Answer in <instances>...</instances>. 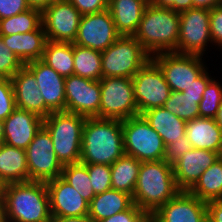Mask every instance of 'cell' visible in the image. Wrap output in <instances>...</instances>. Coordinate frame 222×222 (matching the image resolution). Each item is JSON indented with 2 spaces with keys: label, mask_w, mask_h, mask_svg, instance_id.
Here are the masks:
<instances>
[{
  "label": "cell",
  "mask_w": 222,
  "mask_h": 222,
  "mask_svg": "<svg viewBox=\"0 0 222 222\" xmlns=\"http://www.w3.org/2000/svg\"><path fill=\"white\" fill-rule=\"evenodd\" d=\"M124 154L122 121L86 118L82 132L80 163L112 165Z\"/></svg>",
  "instance_id": "obj_1"
},
{
  "label": "cell",
  "mask_w": 222,
  "mask_h": 222,
  "mask_svg": "<svg viewBox=\"0 0 222 222\" xmlns=\"http://www.w3.org/2000/svg\"><path fill=\"white\" fill-rule=\"evenodd\" d=\"M1 203L6 222H51L52 220L46 182L6 184Z\"/></svg>",
  "instance_id": "obj_2"
},
{
  "label": "cell",
  "mask_w": 222,
  "mask_h": 222,
  "mask_svg": "<svg viewBox=\"0 0 222 222\" xmlns=\"http://www.w3.org/2000/svg\"><path fill=\"white\" fill-rule=\"evenodd\" d=\"M180 190L177 187L173 166L164 159L141 162L132 196L133 203L147 215L172 199Z\"/></svg>",
  "instance_id": "obj_3"
},
{
  "label": "cell",
  "mask_w": 222,
  "mask_h": 222,
  "mask_svg": "<svg viewBox=\"0 0 222 222\" xmlns=\"http://www.w3.org/2000/svg\"><path fill=\"white\" fill-rule=\"evenodd\" d=\"M180 12L147 5L134 37L151 55L176 52L179 41Z\"/></svg>",
  "instance_id": "obj_4"
},
{
  "label": "cell",
  "mask_w": 222,
  "mask_h": 222,
  "mask_svg": "<svg viewBox=\"0 0 222 222\" xmlns=\"http://www.w3.org/2000/svg\"><path fill=\"white\" fill-rule=\"evenodd\" d=\"M86 117L69 112H52L43 126L52 137L54 152L61 164L80 162L82 132Z\"/></svg>",
  "instance_id": "obj_5"
},
{
  "label": "cell",
  "mask_w": 222,
  "mask_h": 222,
  "mask_svg": "<svg viewBox=\"0 0 222 222\" xmlns=\"http://www.w3.org/2000/svg\"><path fill=\"white\" fill-rule=\"evenodd\" d=\"M151 58L134 36L121 35L101 52L102 77L133 78Z\"/></svg>",
  "instance_id": "obj_6"
},
{
  "label": "cell",
  "mask_w": 222,
  "mask_h": 222,
  "mask_svg": "<svg viewBox=\"0 0 222 222\" xmlns=\"http://www.w3.org/2000/svg\"><path fill=\"white\" fill-rule=\"evenodd\" d=\"M124 152L141 162L163 160L165 145L162 137L142 115L122 121Z\"/></svg>",
  "instance_id": "obj_7"
},
{
  "label": "cell",
  "mask_w": 222,
  "mask_h": 222,
  "mask_svg": "<svg viewBox=\"0 0 222 222\" xmlns=\"http://www.w3.org/2000/svg\"><path fill=\"white\" fill-rule=\"evenodd\" d=\"M99 118L123 121L138 116L132 78L102 77Z\"/></svg>",
  "instance_id": "obj_8"
},
{
  "label": "cell",
  "mask_w": 222,
  "mask_h": 222,
  "mask_svg": "<svg viewBox=\"0 0 222 222\" xmlns=\"http://www.w3.org/2000/svg\"><path fill=\"white\" fill-rule=\"evenodd\" d=\"M132 83L139 115L163 107L171 94L162 70L152 58L133 76Z\"/></svg>",
  "instance_id": "obj_9"
},
{
  "label": "cell",
  "mask_w": 222,
  "mask_h": 222,
  "mask_svg": "<svg viewBox=\"0 0 222 222\" xmlns=\"http://www.w3.org/2000/svg\"><path fill=\"white\" fill-rule=\"evenodd\" d=\"M203 57L193 54L163 52L152 56L162 70L171 91L183 92L206 69Z\"/></svg>",
  "instance_id": "obj_10"
},
{
  "label": "cell",
  "mask_w": 222,
  "mask_h": 222,
  "mask_svg": "<svg viewBox=\"0 0 222 222\" xmlns=\"http://www.w3.org/2000/svg\"><path fill=\"white\" fill-rule=\"evenodd\" d=\"M28 166V181L47 182L60 177L63 165L54 152L52 137L42 126L25 149Z\"/></svg>",
  "instance_id": "obj_11"
},
{
  "label": "cell",
  "mask_w": 222,
  "mask_h": 222,
  "mask_svg": "<svg viewBox=\"0 0 222 222\" xmlns=\"http://www.w3.org/2000/svg\"><path fill=\"white\" fill-rule=\"evenodd\" d=\"M209 23L208 9L191 8L180 12L177 53L203 56L207 44L212 43Z\"/></svg>",
  "instance_id": "obj_12"
},
{
  "label": "cell",
  "mask_w": 222,
  "mask_h": 222,
  "mask_svg": "<svg viewBox=\"0 0 222 222\" xmlns=\"http://www.w3.org/2000/svg\"><path fill=\"white\" fill-rule=\"evenodd\" d=\"M82 14L69 0H55L42 11L46 38L53 42L74 43Z\"/></svg>",
  "instance_id": "obj_13"
},
{
  "label": "cell",
  "mask_w": 222,
  "mask_h": 222,
  "mask_svg": "<svg viewBox=\"0 0 222 222\" xmlns=\"http://www.w3.org/2000/svg\"><path fill=\"white\" fill-rule=\"evenodd\" d=\"M100 80L70 75L65 78V112L99 118Z\"/></svg>",
  "instance_id": "obj_14"
},
{
  "label": "cell",
  "mask_w": 222,
  "mask_h": 222,
  "mask_svg": "<svg viewBox=\"0 0 222 222\" xmlns=\"http://www.w3.org/2000/svg\"><path fill=\"white\" fill-rule=\"evenodd\" d=\"M120 36L107 9L99 13L82 15L73 44L103 52Z\"/></svg>",
  "instance_id": "obj_15"
},
{
  "label": "cell",
  "mask_w": 222,
  "mask_h": 222,
  "mask_svg": "<svg viewBox=\"0 0 222 222\" xmlns=\"http://www.w3.org/2000/svg\"><path fill=\"white\" fill-rule=\"evenodd\" d=\"M151 216L158 222H207V203L180 191Z\"/></svg>",
  "instance_id": "obj_16"
},
{
  "label": "cell",
  "mask_w": 222,
  "mask_h": 222,
  "mask_svg": "<svg viewBox=\"0 0 222 222\" xmlns=\"http://www.w3.org/2000/svg\"><path fill=\"white\" fill-rule=\"evenodd\" d=\"M25 66L34 74L45 101V118L52 112L65 111V78L41 60L30 61Z\"/></svg>",
  "instance_id": "obj_17"
},
{
  "label": "cell",
  "mask_w": 222,
  "mask_h": 222,
  "mask_svg": "<svg viewBox=\"0 0 222 222\" xmlns=\"http://www.w3.org/2000/svg\"><path fill=\"white\" fill-rule=\"evenodd\" d=\"M52 217L88 215L89 203L61 176L46 182Z\"/></svg>",
  "instance_id": "obj_18"
},
{
  "label": "cell",
  "mask_w": 222,
  "mask_h": 222,
  "mask_svg": "<svg viewBox=\"0 0 222 222\" xmlns=\"http://www.w3.org/2000/svg\"><path fill=\"white\" fill-rule=\"evenodd\" d=\"M219 159L218 153L193 148L180 157L173 166V173L180 191H189L201 174Z\"/></svg>",
  "instance_id": "obj_19"
},
{
  "label": "cell",
  "mask_w": 222,
  "mask_h": 222,
  "mask_svg": "<svg viewBox=\"0 0 222 222\" xmlns=\"http://www.w3.org/2000/svg\"><path fill=\"white\" fill-rule=\"evenodd\" d=\"M44 119L35 113L16 108L4 121L3 142L26 149L43 126Z\"/></svg>",
  "instance_id": "obj_20"
},
{
  "label": "cell",
  "mask_w": 222,
  "mask_h": 222,
  "mask_svg": "<svg viewBox=\"0 0 222 222\" xmlns=\"http://www.w3.org/2000/svg\"><path fill=\"white\" fill-rule=\"evenodd\" d=\"M11 80L16 108L35 113L45 119V101L34 74L24 65Z\"/></svg>",
  "instance_id": "obj_21"
},
{
  "label": "cell",
  "mask_w": 222,
  "mask_h": 222,
  "mask_svg": "<svg viewBox=\"0 0 222 222\" xmlns=\"http://www.w3.org/2000/svg\"><path fill=\"white\" fill-rule=\"evenodd\" d=\"M6 46L24 63L41 60L47 42L43 25L37 30L12 35H0Z\"/></svg>",
  "instance_id": "obj_22"
},
{
  "label": "cell",
  "mask_w": 222,
  "mask_h": 222,
  "mask_svg": "<svg viewBox=\"0 0 222 222\" xmlns=\"http://www.w3.org/2000/svg\"><path fill=\"white\" fill-rule=\"evenodd\" d=\"M148 4L146 0H109L108 10L117 32L133 36Z\"/></svg>",
  "instance_id": "obj_23"
},
{
  "label": "cell",
  "mask_w": 222,
  "mask_h": 222,
  "mask_svg": "<svg viewBox=\"0 0 222 222\" xmlns=\"http://www.w3.org/2000/svg\"><path fill=\"white\" fill-rule=\"evenodd\" d=\"M185 132L193 148L219 153L222 131L214 118L198 117L187 121Z\"/></svg>",
  "instance_id": "obj_24"
},
{
  "label": "cell",
  "mask_w": 222,
  "mask_h": 222,
  "mask_svg": "<svg viewBox=\"0 0 222 222\" xmlns=\"http://www.w3.org/2000/svg\"><path fill=\"white\" fill-rule=\"evenodd\" d=\"M149 125L162 137L164 145L181 140L185 136L186 121L164 107L150 109L142 114Z\"/></svg>",
  "instance_id": "obj_25"
},
{
  "label": "cell",
  "mask_w": 222,
  "mask_h": 222,
  "mask_svg": "<svg viewBox=\"0 0 222 222\" xmlns=\"http://www.w3.org/2000/svg\"><path fill=\"white\" fill-rule=\"evenodd\" d=\"M0 179L5 184L28 181L25 149L0 144Z\"/></svg>",
  "instance_id": "obj_26"
},
{
  "label": "cell",
  "mask_w": 222,
  "mask_h": 222,
  "mask_svg": "<svg viewBox=\"0 0 222 222\" xmlns=\"http://www.w3.org/2000/svg\"><path fill=\"white\" fill-rule=\"evenodd\" d=\"M132 204L133 200L130 194L110 189L94 196L89 203L88 215L98 222L127 210Z\"/></svg>",
  "instance_id": "obj_27"
},
{
  "label": "cell",
  "mask_w": 222,
  "mask_h": 222,
  "mask_svg": "<svg viewBox=\"0 0 222 222\" xmlns=\"http://www.w3.org/2000/svg\"><path fill=\"white\" fill-rule=\"evenodd\" d=\"M140 166L141 161L126 154L117 159L110 165L112 189L123 191L133 196Z\"/></svg>",
  "instance_id": "obj_28"
},
{
  "label": "cell",
  "mask_w": 222,
  "mask_h": 222,
  "mask_svg": "<svg viewBox=\"0 0 222 222\" xmlns=\"http://www.w3.org/2000/svg\"><path fill=\"white\" fill-rule=\"evenodd\" d=\"M41 61L64 78L74 75L73 43L47 40Z\"/></svg>",
  "instance_id": "obj_29"
},
{
  "label": "cell",
  "mask_w": 222,
  "mask_h": 222,
  "mask_svg": "<svg viewBox=\"0 0 222 222\" xmlns=\"http://www.w3.org/2000/svg\"><path fill=\"white\" fill-rule=\"evenodd\" d=\"M189 192L201 201L222 199V160L218 159L205 170Z\"/></svg>",
  "instance_id": "obj_30"
},
{
  "label": "cell",
  "mask_w": 222,
  "mask_h": 222,
  "mask_svg": "<svg viewBox=\"0 0 222 222\" xmlns=\"http://www.w3.org/2000/svg\"><path fill=\"white\" fill-rule=\"evenodd\" d=\"M74 75L90 80L102 78L101 52L73 44Z\"/></svg>",
  "instance_id": "obj_31"
},
{
  "label": "cell",
  "mask_w": 222,
  "mask_h": 222,
  "mask_svg": "<svg viewBox=\"0 0 222 222\" xmlns=\"http://www.w3.org/2000/svg\"><path fill=\"white\" fill-rule=\"evenodd\" d=\"M42 25V11L30 8L12 17L0 20V35L27 33Z\"/></svg>",
  "instance_id": "obj_32"
},
{
  "label": "cell",
  "mask_w": 222,
  "mask_h": 222,
  "mask_svg": "<svg viewBox=\"0 0 222 222\" xmlns=\"http://www.w3.org/2000/svg\"><path fill=\"white\" fill-rule=\"evenodd\" d=\"M61 177L71 185L88 203L95 194L87 167L82 163L67 164L63 166Z\"/></svg>",
  "instance_id": "obj_33"
},
{
  "label": "cell",
  "mask_w": 222,
  "mask_h": 222,
  "mask_svg": "<svg viewBox=\"0 0 222 222\" xmlns=\"http://www.w3.org/2000/svg\"><path fill=\"white\" fill-rule=\"evenodd\" d=\"M201 99L202 97H191L183 92L171 91L163 107L187 122L200 117L199 102Z\"/></svg>",
  "instance_id": "obj_34"
},
{
  "label": "cell",
  "mask_w": 222,
  "mask_h": 222,
  "mask_svg": "<svg viewBox=\"0 0 222 222\" xmlns=\"http://www.w3.org/2000/svg\"><path fill=\"white\" fill-rule=\"evenodd\" d=\"M222 101V85L211 79L204 92L201 101L199 102L200 117L214 118L217 115L219 105Z\"/></svg>",
  "instance_id": "obj_35"
},
{
  "label": "cell",
  "mask_w": 222,
  "mask_h": 222,
  "mask_svg": "<svg viewBox=\"0 0 222 222\" xmlns=\"http://www.w3.org/2000/svg\"><path fill=\"white\" fill-rule=\"evenodd\" d=\"M87 167L94 194H100L111 187V168L105 164H84Z\"/></svg>",
  "instance_id": "obj_36"
},
{
  "label": "cell",
  "mask_w": 222,
  "mask_h": 222,
  "mask_svg": "<svg viewBox=\"0 0 222 222\" xmlns=\"http://www.w3.org/2000/svg\"><path fill=\"white\" fill-rule=\"evenodd\" d=\"M24 65L0 37V78L11 79Z\"/></svg>",
  "instance_id": "obj_37"
},
{
  "label": "cell",
  "mask_w": 222,
  "mask_h": 222,
  "mask_svg": "<svg viewBox=\"0 0 222 222\" xmlns=\"http://www.w3.org/2000/svg\"><path fill=\"white\" fill-rule=\"evenodd\" d=\"M16 109L12 80L0 78V121H4Z\"/></svg>",
  "instance_id": "obj_38"
},
{
  "label": "cell",
  "mask_w": 222,
  "mask_h": 222,
  "mask_svg": "<svg viewBox=\"0 0 222 222\" xmlns=\"http://www.w3.org/2000/svg\"><path fill=\"white\" fill-rule=\"evenodd\" d=\"M193 149L192 144L187 139V136L181 137V140L169 143L165 146L164 160L173 165L177 160L182 157L187 151Z\"/></svg>",
  "instance_id": "obj_39"
},
{
  "label": "cell",
  "mask_w": 222,
  "mask_h": 222,
  "mask_svg": "<svg viewBox=\"0 0 222 222\" xmlns=\"http://www.w3.org/2000/svg\"><path fill=\"white\" fill-rule=\"evenodd\" d=\"M209 28L212 44L218 45L222 50V5L210 10Z\"/></svg>",
  "instance_id": "obj_40"
},
{
  "label": "cell",
  "mask_w": 222,
  "mask_h": 222,
  "mask_svg": "<svg viewBox=\"0 0 222 222\" xmlns=\"http://www.w3.org/2000/svg\"><path fill=\"white\" fill-rule=\"evenodd\" d=\"M147 214L134 203L125 211L98 222H141Z\"/></svg>",
  "instance_id": "obj_41"
},
{
  "label": "cell",
  "mask_w": 222,
  "mask_h": 222,
  "mask_svg": "<svg viewBox=\"0 0 222 222\" xmlns=\"http://www.w3.org/2000/svg\"><path fill=\"white\" fill-rule=\"evenodd\" d=\"M30 9L27 0H0V20Z\"/></svg>",
  "instance_id": "obj_42"
},
{
  "label": "cell",
  "mask_w": 222,
  "mask_h": 222,
  "mask_svg": "<svg viewBox=\"0 0 222 222\" xmlns=\"http://www.w3.org/2000/svg\"><path fill=\"white\" fill-rule=\"evenodd\" d=\"M72 5L82 14H93L108 9L109 0H69Z\"/></svg>",
  "instance_id": "obj_43"
},
{
  "label": "cell",
  "mask_w": 222,
  "mask_h": 222,
  "mask_svg": "<svg viewBox=\"0 0 222 222\" xmlns=\"http://www.w3.org/2000/svg\"><path fill=\"white\" fill-rule=\"evenodd\" d=\"M211 79L212 77L209 76L208 70L206 69L201 75L193 80V83L186 88L183 93L191 97H202L203 92Z\"/></svg>",
  "instance_id": "obj_44"
},
{
  "label": "cell",
  "mask_w": 222,
  "mask_h": 222,
  "mask_svg": "<svg viewBox=\"0 0 222 222\" xmlns=\"http://www.w3.org/2000/svg\"><path fill=\"white\" fill-rule=\"evenodd\" d=\"M150 3L158 7H166L177 12L193 8V0H150Z\"/></svg>",
  "instance_id": "obj_45"
},
{
  "label": "cell",
  "mask_w": 222,
  "mask_h": 222,
  "mask_svg": "<svg viewBox=\"0 0 222 222\" xmlns=\"http://www.w3.org/2000/svg\"><path fill=\"white\" fill-rule=\"evenodd\" d=\"M207 222H222V200L207 202Z\"/></svg>",
  "instance_id": "obj_46"
},
{
  "label": "cell",
  "mask_w": 222,
  "mask_h": 222,
  "mask_svg": "<svg viewBox=\"0 0 222 222\" xmlns=\"http://www.w3.org/2000/svg\"><path fill=\"white\" fill-rule=\"evenodd\" d=\"M222 5V0H193V8H205L211 10L215 6Z\"/></svg>",
  "instance_id": "obj_47"
},
{
  "label": "cell",
  "mask_w": 222,
  "mask_h": 222,
  "mask_svg": "<svg viewBox=\"0 0 222 222\" xmlns=\"http://www.w3.org/2000/svg\"><path fill=\"white\" fill-rule=\"evenodd\" d=\"M51 222H95L89 215L77 217H52Z\"/></svg>",
  "instance_id": "obj_48"
},
{
  "label": "cell",
  "mask_w": 222,
  "mask_h": 222,
  "mask_svg": "<svg viewBox=\"0 0 222 222\" xmlns=\"http://www.w3.org/2000/svg\"><path fill=\"white\" fill-rule=\"evenodd\" d=\"M55 0H27L30 8H35L43 11L46 7H48Z\"/></svg>",
  "instance_id": "obj_49"
},
{
  "label": "cell",
  "mask_w": 222,
  "mask_h": 222,
  "mask_svg": "<svg viewBox=\"0 0 222 222\" xmlns=\"http://www.w3.org/2000/svg\"><path fill=\"white\" fill-rule=\"evenodd\" d=\"M215 120H216L219 128L222 131V101H221V103L219 105L218 112H217V115L215 117Z\"/></svg>",
  "instance_id": "obj_50"
},
{
  "label": "cell",
  "mask_w": 222,
  "mask_h": 222,
  "mask_svg": "<svg viewBox=\"0 0 222 222\" xmlns=\"http://www.w3.org/2000/svg\"><path fill=\"white\" fill-rule=\"evenodd\" d=\"M5 185L6 184L0 179V203L2 202Z\"/></svg>",
  "instance_id": "obj_51"
},
{
  "label": "cell",
  "mask_w": 222,
  "mask_h": 222,
  "mask_svg": "<svg viewBox=\"0 0 222 222\" xmlns=\"http://www.w3.org/2000/svg\"><path fill=\"white\" fill-rule=\"evenodd\" d=\"M0 222H6L5 221L4 208H3L2 203H0Z\"/></svg>",
  "instance_id": "obj_52"
},
{
  "label": "cell",
  "mask_w": 222,
  "mask_h": 222,
  "mask_svg": "<svg viewBox=\"0 0 222 222\" xmlns=\"http://www.w3.org/2000/svg\"><path fill=\"white\" fill-rule=\"evenodd\" d=\"M3 134H4V125L3 122L0 121V144L3 142Z\"/></svg>",
  "instance_id": "obj_53"
},
{
  "label": "cell",
  "mask_w": 222,
  "mask_h": 222,
  "mask_svg": "<svg viewBox=\"0 0 222 222\" xmlns=\"http://www.w3.org/2000/svg\"><path fill=\"white\" fill-rule=\"evenodd\" d=\"M146 222H158L151 215L146 216Z\"/></svg>",
  "instance_id": "obj_54"
},
{
  "label": "cell",
  "mask_w": 222,
  "mask_h": 222,
  "mask_svg": "<svg viewBox=\"0 0 222 222\" xmlns=\"http://www.w3.org/2000/svg\"><path fill=\"white\" fill-rule=\"evenodd\" d=\"M219 159L222 160V144H221V148L220 151L218 153Z\"/></svg>",
  "instance_id": "obj_55"
}]
</instances>
